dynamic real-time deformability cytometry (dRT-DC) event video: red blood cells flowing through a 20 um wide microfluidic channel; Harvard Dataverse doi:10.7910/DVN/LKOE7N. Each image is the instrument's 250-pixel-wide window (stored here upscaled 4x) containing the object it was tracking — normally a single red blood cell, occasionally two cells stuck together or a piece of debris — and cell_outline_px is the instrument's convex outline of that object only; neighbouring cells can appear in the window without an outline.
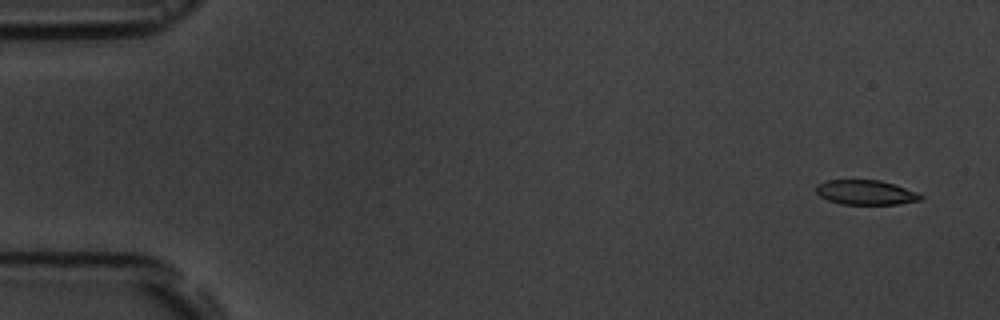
{"species": "common noctule bat (a hibernating species)", "species_latin": "Nyctalus noctula", "temperature_condition": "room temperature", "stored_images_in_passage": 5, "camera_frame_rate_fps": 3000, "um_per_image_px": 0.085, "animal": {"sex": "male", "body_mass_g": 19.5, "forearm_length_mm": 54.6}, "frame": {"image": 1, "passage_image": 1, "time_ms": 0.0, "image_size_px": [1000, 320], "cell_outline_px": [[924, 200], [900, 204], [840, 204], [828, 200], [820, 196], [816, 192], [816, 184], [828, 180], [880, 180], [916, 192], [924, 196]], "centroid_in_image_um": [73.59, 16.36], "position_along_channel_um": 11.4, "area_um2": 15.03}}
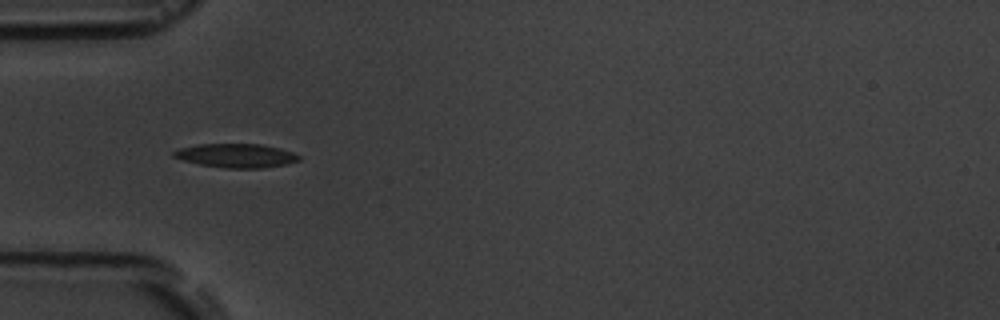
{"frame": {"image": 2, "passage_image": 4, "time_ms": 5.0, "image_size_px": [1000, 320], "cell_outline_px": [[300, 160], [288, 164], [264, 168], [224, 168], [200, 164], [184, 160], [172, 156], [172, 152], [180, 148], [196, 144], [260, 144], [280, 148], [292, 152], [300, 156]], "centroid_in_image_um": [20.09, 13.23], "position_along_channel_um": 64.9, "area_um2": 17.46}}
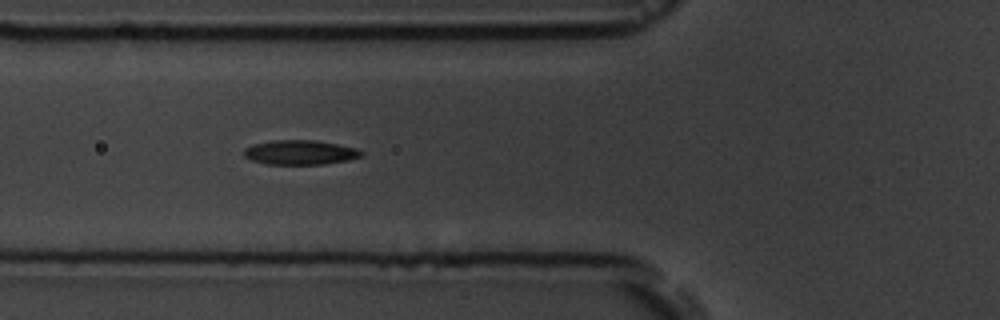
{"frame": {"image": 3, "passage_image": 5, "time_ms": 6.0, "image_size_px": [1000, 320], "cell_outline_px": [[364, 156], [348, 160], [324, 164], [264, 164], [252, 160], [244, 156], [244, 148], [256, 144], [276, 140], [312, 140], [336, 144], [356, 148], [364, 152]], "centroid_in_image_um": [25.54, 12.96], "position_along_channel_um": 100.3, "area_um2": 16.65}}